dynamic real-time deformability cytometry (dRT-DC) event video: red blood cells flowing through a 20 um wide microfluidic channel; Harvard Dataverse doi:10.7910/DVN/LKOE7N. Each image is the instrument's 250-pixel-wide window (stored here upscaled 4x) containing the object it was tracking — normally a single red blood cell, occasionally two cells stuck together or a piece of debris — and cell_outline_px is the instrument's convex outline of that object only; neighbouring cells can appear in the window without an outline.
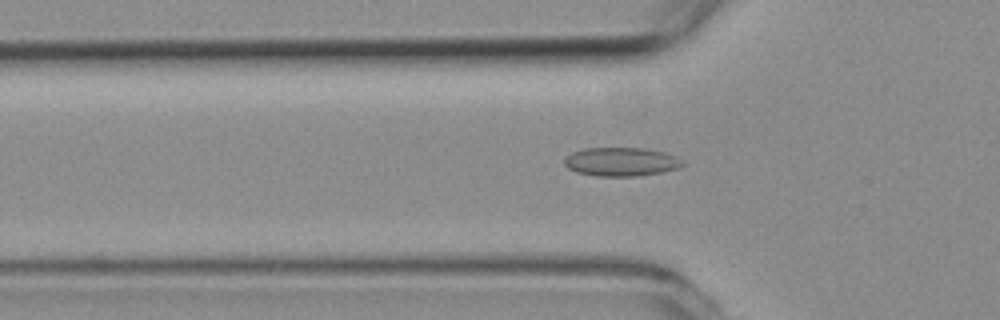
{"species": "common noctule bat (a hibernating species)", "species_latin": "Nyctalus noctula", "temperature_condition": "room temperature", "stored_images_in_passage": 50, "camera_frame_rate_fps": 3000, "um_per_image_px": 0.085, "animal": {"sex": "female", "body_mass_g": 19.3, "forearm_length_mm": 54.1}, "frame": {"image": 1, "passage_image": 13, "time_ms": 4.0, "image_size_px": [1000, 320], "cell_outline_px": [[684, 164], [676, 168], [660, 172], [636, 176], [596, 176], [576, 172], [568, 168], [564, 164], [564, 156], [572, 152], [584, 148], [644, 148], [664, 152], [676, 156]], "centroid_in_image_um": [52.73, 13.74], "position_along_channel_um": 73.1, "area_um2": 19.71}}
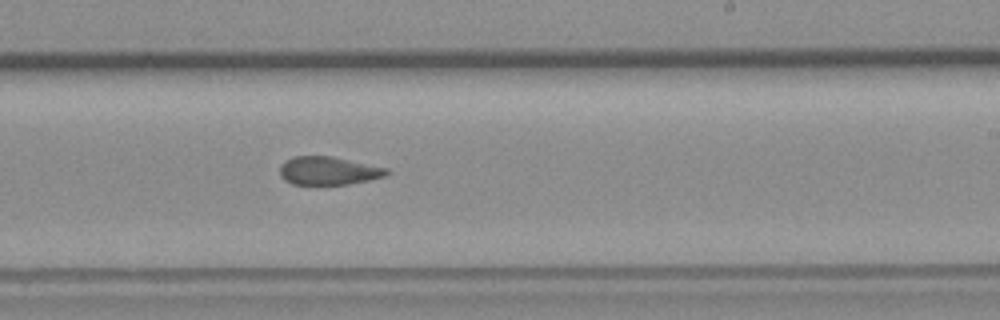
{"frame": {"image": 2, "passage_image": 28, "time_ms": 9.0, "image_size_px": [1000, 320], "cell_outline_px": [[388, 172], [384, 176], [368, 180], [348, 184], [292, 184], [284, 180], [280, 176], [280, 164], [284, 160], [292, 156], [332, 156], [388, 168]], "centroid_in_image_um": [27.86, 14.5], "position_along_channel_um": 261.1, "area_um2": 17.57}}
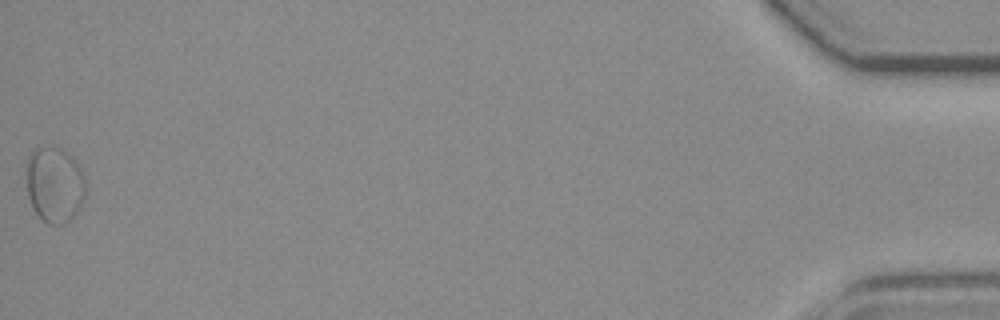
{"frame": {"image": 3, "passage_image": 50, "time_ms": 16.333, "image_size_px": [1000, 320], "cell_outline_px": [[84, 196], [80, 208], [64, 224], [48, 224], [32, 208], [28, 196], [28, 160], [32, 152], [36, 148], [60, 148], [72, 156], [76, 160], [84, 176]], "centroid_in_image_um": [4.66, 15.71], "position_along_channel_um": 430.5, "area_um2": 25.55}, "authors_computed_cell_mechanics": {"area_um2": 18.9584, "velocity_mm_per_s": 3.7581, "shape_relaxation_time_tau1_ms": null, "shape_relaxation_time_tau2_ms": 1.4191, "deformation_change_tau1": null, "deformation_change_tau2": 0.0747}}